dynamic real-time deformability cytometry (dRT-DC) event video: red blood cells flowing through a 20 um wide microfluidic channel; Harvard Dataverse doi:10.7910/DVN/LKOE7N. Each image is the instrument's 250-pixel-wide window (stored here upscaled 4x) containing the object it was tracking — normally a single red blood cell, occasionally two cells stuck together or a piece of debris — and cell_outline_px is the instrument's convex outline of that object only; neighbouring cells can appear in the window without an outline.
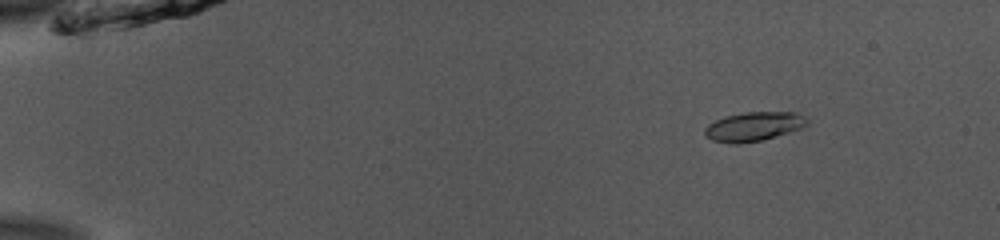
{"species": "common noctule bat (a hibernating species)", "species_latin": "Nyctalus noctula", "temperature_condition": "room temperature", "stored_images_in_passage": 54, "camera_frame_rate_fps": 3000, "um_per_image_px": 0.085, "animal": {"sex": "male", "body_mass_g": 13.0, "forearm_length_mm": 53.1}, "frame": {"image": 1, "passage_image": 8, "time_ms": 2.333, "image_size_px": [1000, 240], "cell_outline_px": [[808, 124], [800, 128], [764, 140], [736, 144], [732, 144], [712, 140], [704, 136], [704, 128], [708, 124], [724, 116], [744, 112], [792, 112], [808, 116]], "centroid_in_image_um": [64.05, 10.75], "position_along_channel_um": 21.0, "area_um2": 17.51}}
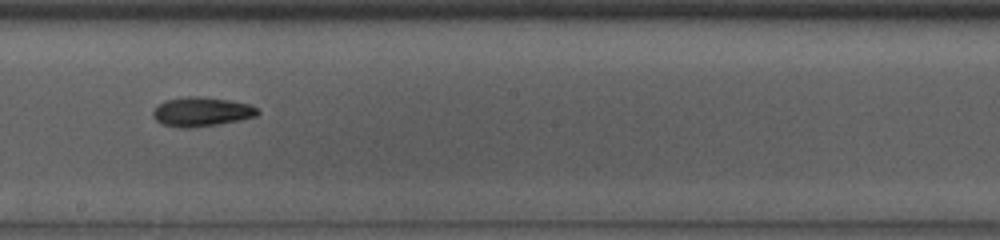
{"frame": {"image": 2, "passage_image": 32, "time_ms": 10.333, "image_size_px": [1000, 240], "cell_outline_px": [[260, 112], [256, 116], [240, 120], [216, 124], [184, 128], [180, 128], [164, 124], [156, 120], [152, 116], [152, 112], [164, 100], [188, 96], [200, 96], [228, 100], [248, 104], [256, 108]], "centroid_in_image_um": [17.11, 9.49], "position_along_channel_um": 231.1, "area_um2": 17.57}}
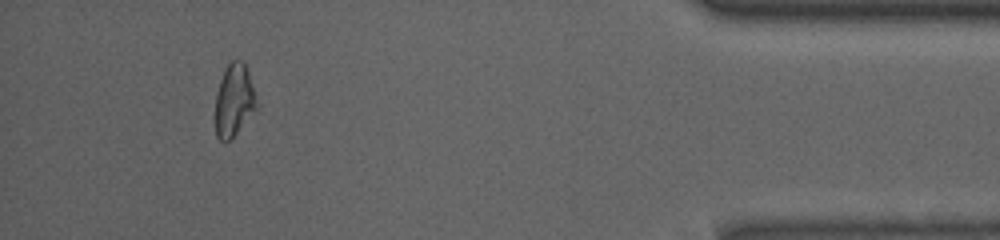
{"frame": {"image": 3, "passage_image": 50, "time_ms": 16.333, "image_size_px": [1000, 240], "cell_outline_px": [[256, 108], [236, 132], [224, 144], [216, 136], [216, 92], [220, 80], [228, 64], [232, 60], [244, 60], [248, 72], [256, 104]], "centroid_in_image_um": [19.86, 8.51], "position_along_channel_um": 415.3, "area_um2": 16.76}, "authors_computed_cell_mechanics": {"area_um2": 17.2244, "velocity_mm_per_s": 3.8926, "shape_relaxation_time_tau1_ms": 6.3526, "shape_relaxation_time_tau2_ms": null, "deformation_change_tau1": 0.1852, "deformation_change_tau2": null}}